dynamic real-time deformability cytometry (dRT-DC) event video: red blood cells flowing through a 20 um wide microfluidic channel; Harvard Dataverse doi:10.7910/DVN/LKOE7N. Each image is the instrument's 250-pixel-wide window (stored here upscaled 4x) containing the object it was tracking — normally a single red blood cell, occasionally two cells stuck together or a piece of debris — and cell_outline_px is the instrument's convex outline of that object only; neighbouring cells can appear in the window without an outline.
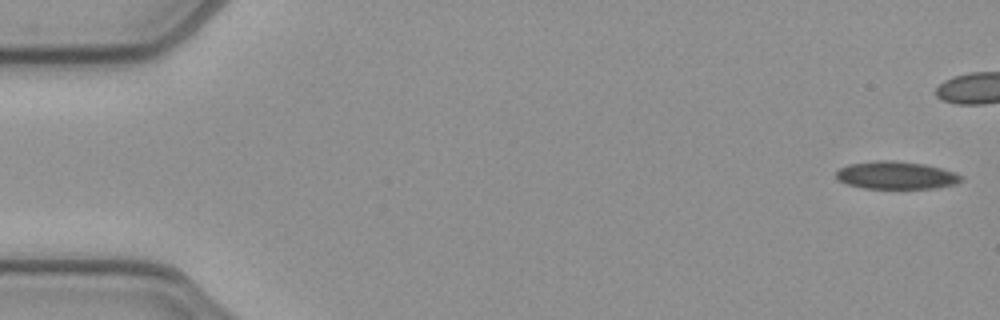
{"species": "common noctule bat (a hibernating species)", "species_latin": "Nyctalus noctula", "temperature_condition": "cold", "stored_images_in_passage": 41, "camera_frame_rate_fps": 3000, "um_per_image_px": 0.085, "animal": {"sex": "female", "body_mass_g": 21.9}, "frame": {"image": 1, "passage_image": 1, "time_ms": 0.0, "image_size_px": [1000, 320], "cell_outline_px": [[964, 180], [956, 184], [936, 188], [864, 188], [848, 184], [840, 180], [836, 176], [836, 172], [840, 168], [848, 164], [876, 160], [892, 160], [924, 164], [956, 172], [964, 176]], "centroid_in_image_um": [76.22, 14.89], "position_along_channel_um": 8.8, "area_um2": 20.23}}
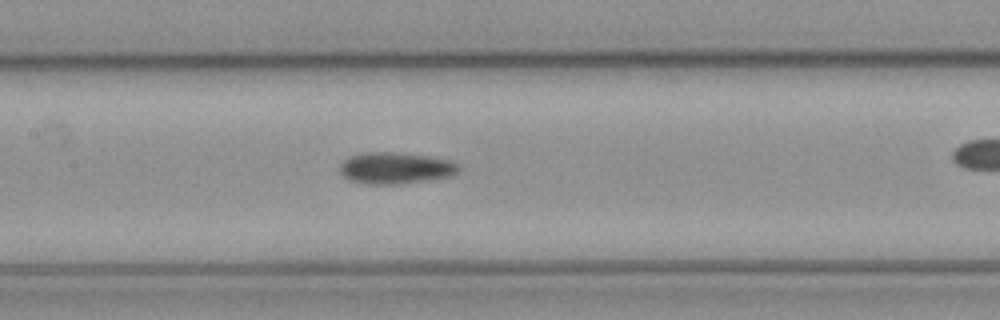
{"frame": {"image": 2, "passage_image": 24, "time_ms": 7.667, "image_size_px": [1000, 320], "cell_outline_px": [[460, 172], [452, 176], [400, 184], [364, 184], [348, 180], [340, 172], [340, 164], [348, 156], [364, 152], [392, 152], [428, 156], [448, 160], [460, 164]], "centroid_in_image_um": [33.61, 14.29], "position_along_channel_um": 173.8, "area_um2": 22.02}}
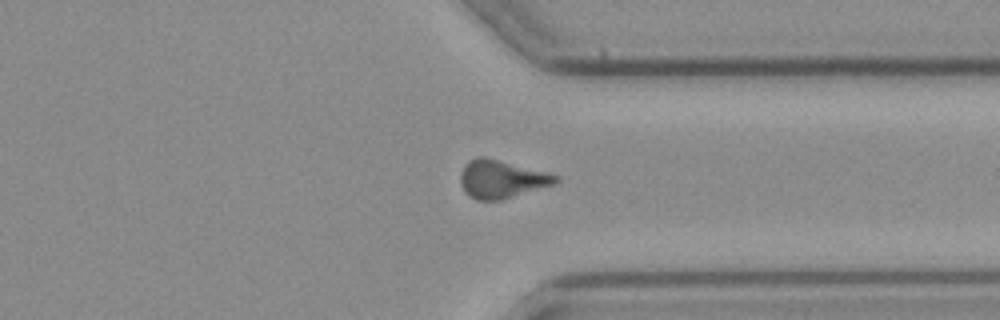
{"frame": {"image": 3, "passage_image": 39, "time_ms": 12.667, "image_size_px": [1000, 320], "cell_outline_px": [[560, 180], [556, 184], [500, 200], [476, 200], [468, 196], [464, 192], [460, 184], [460, 172], [464, 164], [468, 160], [480, 156], [484, 156], [560, 176]], "centroid_in_image_um": [42.59, 15.23], "position_along_channel_um": 368.8, "area_um2": 21.21}}